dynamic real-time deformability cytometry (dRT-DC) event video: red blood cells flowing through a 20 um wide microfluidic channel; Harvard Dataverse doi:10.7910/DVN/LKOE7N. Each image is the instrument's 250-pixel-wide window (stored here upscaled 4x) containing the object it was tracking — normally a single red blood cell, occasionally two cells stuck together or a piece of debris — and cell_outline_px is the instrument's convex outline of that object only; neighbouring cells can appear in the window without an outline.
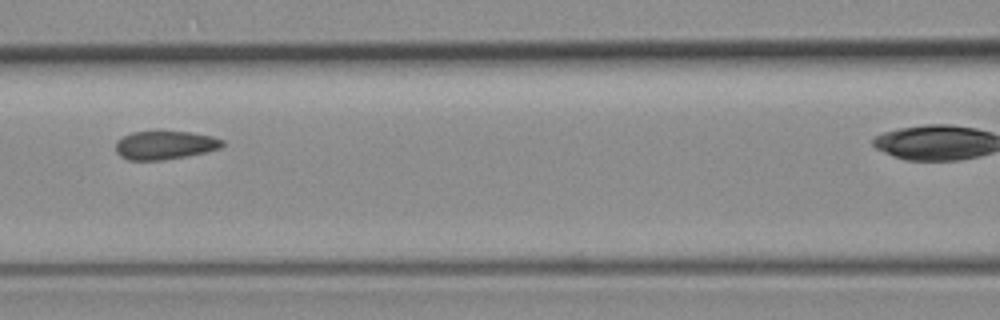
{"species": "common noctule bat (a hibernating species)", "species_latin": "Nyctalus noctula", "temperature_condition": "room temperature", "stored_images_in_passage": 7, "camera_frame_rate_fps": 3000, "um_per_image_px": 0.085, "animal": {"sex": "female", "body_mass_g": 19.3, "forearm_length_mm": 54.1}, "frame": {"image": 1, "passage_image": 4, "time_ms": 4.333, "image_size_px": [1000, 320], "cell_outline_px": [[224, 144], [220, 148], [204, 152], [164, 160], [128, 160], [120, 156], [116, 152], [116, 140], [132, 132], [160, 128], [188, 132], [212, 136], [224, 140]], "centroid_in_image_um": [13.98, 12.29], "position_along_channel_um": 152.6, "area_um2": 18.32}}
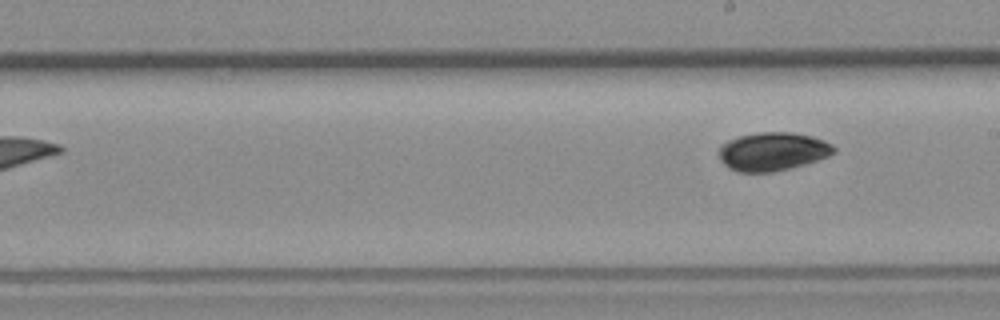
{"frame": {"image": 2, "passage_image": 7, "time_ms": 8.0, "image_size_px": [1000, 320], "cell_outline_px": [[836, 152], [828, 156], [804, 164], [772, 172], [736, 172], [728, 168], [720, 160], [716, 152], [720, 144], [736, 136], [760, 132], [792, 132], [812, 136], [824, 140], [832, 144], [836, 148]], "centroid_in_image_um": [65.62, 12.87], "position_along_channel_um": 223.4, "area_um2": 26.07}}